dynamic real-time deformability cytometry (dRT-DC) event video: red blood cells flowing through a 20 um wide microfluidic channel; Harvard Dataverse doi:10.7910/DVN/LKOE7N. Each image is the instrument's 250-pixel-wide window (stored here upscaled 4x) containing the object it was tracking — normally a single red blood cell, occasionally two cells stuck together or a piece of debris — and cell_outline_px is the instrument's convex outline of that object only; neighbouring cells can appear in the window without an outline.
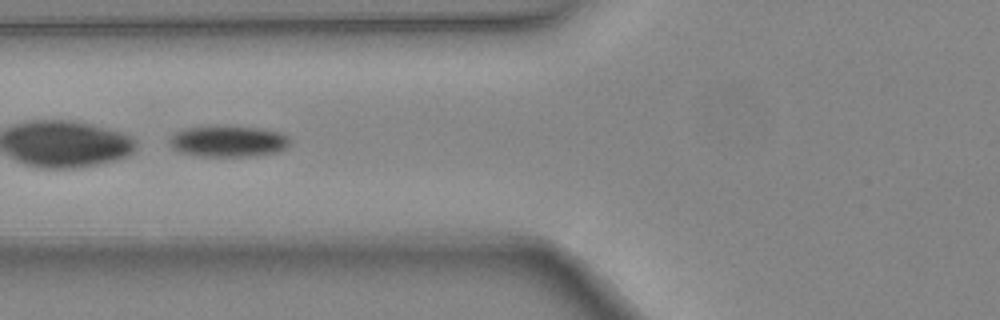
{"species": "common noctule bat (a hibernating species)", "species_latin": "Nyctalus noctula", "temperature_condition": "warm", "stored_images_in_passage": 2, "camera_frame_rate_fps": 3000, "um_per_image_px": 0.085, "animal": {"sex": "female", "body_mass_g": 24.6, "forearm_length_mm": 56.2}, "frame": {"image": 1, "passage_image": 2, "time_ms": 0.333, "image_size_px": [1000, 320], "cell_outline_px": [[288, 144], [280, 152], [252, 156], [200, 156], [180, 152], [172, 148], [168, 140], [176, 132], [184, 128], [216, 124], [260, 128], [280, 132], [288, 136]], "centroid_in_image_um": [19.37, 11.98], "position_along_channel_um": 106.4, "area_um2": 22.31}}